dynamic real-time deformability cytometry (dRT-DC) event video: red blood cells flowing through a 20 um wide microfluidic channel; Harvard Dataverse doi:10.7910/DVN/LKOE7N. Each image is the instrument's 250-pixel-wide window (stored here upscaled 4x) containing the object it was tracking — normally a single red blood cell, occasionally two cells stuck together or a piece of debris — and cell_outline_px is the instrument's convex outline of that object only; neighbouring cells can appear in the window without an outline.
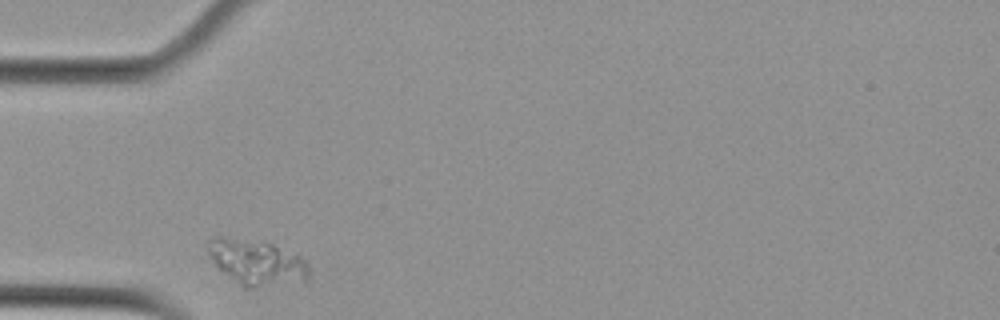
{"species": "Egyptian fruit bat (a non-hibernating species)", "species_latin": "Rousettus aegyptiacus", "temperature_condition": "cold", "stored_images_in_passage": 32, "camera_frame_rate_fps": 3000, "um_per_image_px": 0.085, "animal": {"sex": "female"}, "frame": {"image": 1, "passage_image": 1, "time_ms": 0.0, "image_size_px": [1000, 320], "cell_outline_px": [[308, 276], [252, 288], [244, 288], [224, 272], [212, 260], [204, 244], [212, 236], [220, 236], [272, 244], [300, 256], [308, 260]], "centroid_in_image_um": [21.71, 22.24], "position_along_channel_um": 63.3, "area_um2": 25.66}}
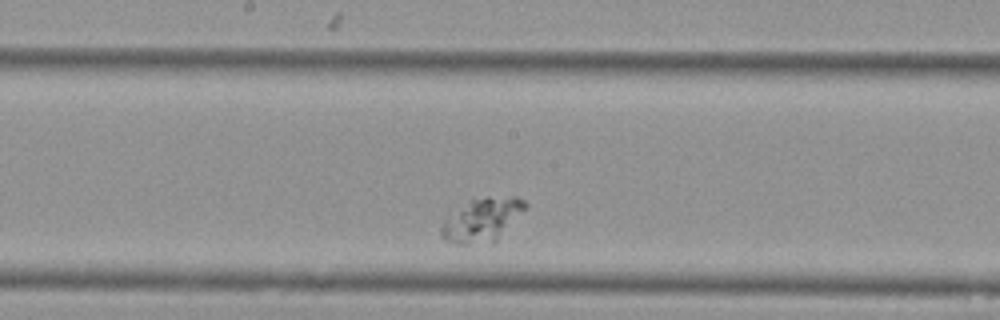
{"frame": {"image": 2, "passage_image": 14, "time_ms": 4.333, "image_size_px": [1000, 320], "cell_outline_px": [[528, 208], [496, 244], [448, 244], [440, 236], [440, 228], [444, 220], [472, 200], [484, 196], [516, 196], [524, 200], [528, 204]], "centroid_in_image_um": [41.05, 18.73], "position_along_channel_um": 207.1, "area_um2": 22.02}}
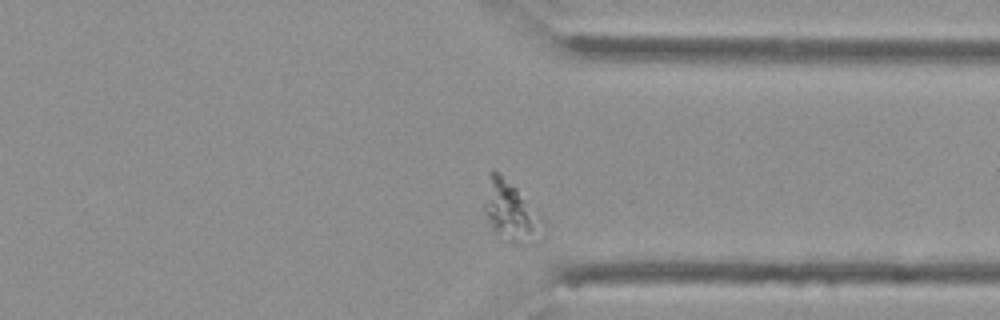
{"frame": {"image": 3, "passage_image": 28, "time_ms": 9.0, "image_size_px": [1000, 320], "cell_outline_px": [[544, 236], [540, 244], [512, 244], [496, 232], [492, 228], [484, 212], [484, 208], [488, 172], [492, 168], [516, 188], [544, 220]], "centroid_in_image_um": [43.48, 18.06], "position_along_channel_um": 367.9, "area_um2": 20.63}}